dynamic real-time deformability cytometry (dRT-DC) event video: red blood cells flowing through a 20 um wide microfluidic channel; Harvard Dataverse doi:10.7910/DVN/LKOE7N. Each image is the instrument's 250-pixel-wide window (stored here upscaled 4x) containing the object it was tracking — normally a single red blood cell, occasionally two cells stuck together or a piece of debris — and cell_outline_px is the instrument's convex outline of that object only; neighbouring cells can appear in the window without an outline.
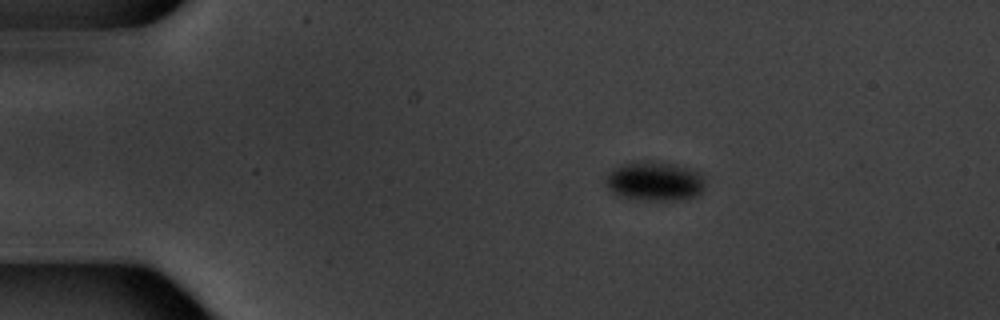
{"species": "common noctule bat (a hibernating species)", "species_latin": "Nyctalus noctula", "temperature_condition": "warm", "stored_images_in_passage": 3, "camera_frame_rate_fps": 3000, "um_per_image_px": 0.085, "animal": {"sex": "male", "body_mass_g": 20.1, "forearm_length_mm": 53.5}, "frame": {"image": 1, "passage_image": 1, "time_ms": 0.0, "image_size_px": [1000, 320], "cell_outline_px": [[704, 188], [700, 196], [684, 200], [644, 200], [616, 196], [604, 184], [604, 180], [612, 168], [636, 160], [652, 160], [672, 164], [704, 172]], "centroid_in_image_um": [55.66, 15.4], "position_along_channel_um": 29.3, "area_um2": 23.52}}